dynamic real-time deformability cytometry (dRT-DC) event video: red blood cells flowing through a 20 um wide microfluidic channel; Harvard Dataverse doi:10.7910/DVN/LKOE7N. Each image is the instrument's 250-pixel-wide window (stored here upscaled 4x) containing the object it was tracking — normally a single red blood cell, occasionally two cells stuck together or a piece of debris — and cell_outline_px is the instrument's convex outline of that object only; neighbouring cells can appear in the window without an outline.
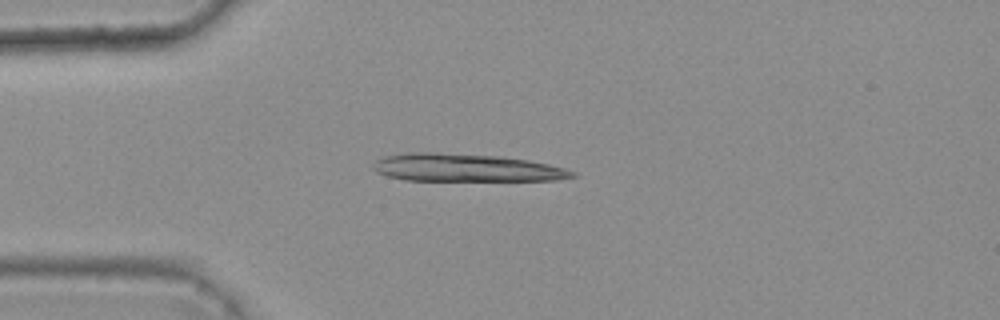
{"species": "common noctule bat (a hibernating species)", "species_latin": "Nyctalus noctula", "temperature_condition": "warm", "stored_images_in_passage": 3, "camera_frame_rate_fps": 3000, "um_per_image_px": 0.085, "animal": {"sex": "female", "body_mass_g": 25.1}, "frame": {"image": 1, "passage_image": 3, "time_ms": 0.667, "image_size_px": [1000, 320], "cell_outline_px": [[576, 176], [556, 180], [404, 180], [388, 176], [376, 172], [372, 168], [372, 164], [376, 160], [384, 156], [408, 152], [436, 152], [500, 156], [528, 160], [548, 164], [564, 168], [576, 172]], "centroid_in_image_um": [39.57, 14.25], "position_along_channel_um": 45.4, "area_um2": 32.19}}